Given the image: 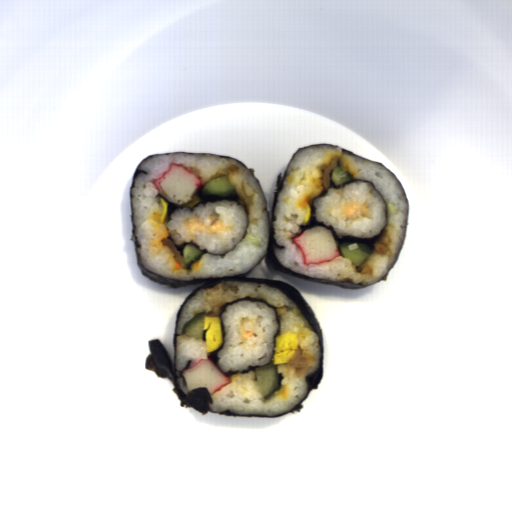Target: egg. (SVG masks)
<instances>
[{
	"mask_svg": "<svg viewBox=\"0 0 512 512\" xmlns=\"http://www.w3.org/2000/svg\"><path fill=\"white\" fill-rule=\"evenodd\" d=\"M274 342L276 345L271 364L274 366L289 363L299 346L298 333L290 331L281 332L274 337Z\"/></svg>",
	"mask_w": 512,
	"mask_h": 512,
	"instance_id": "d2b9013d",
	"label": "egg"
},
{
	"mask_svg": "<svg viewBox=\"0 0 512 512\" xmlns=\"http://www.w3.org/2000/svg\"><path fill=\"white\" fill-rule=\"evenodd\" d=\"M203 330L208 353L218 349L223 342V325L218 315L204 314Z\"/></svg>",
	"mask_w": 512,
	"mask_h": 512,
	"instance_id": "2799bb9f",
	"label": "egg"
},
{
	"mask_svg": "<svg viewBox=\"0 0 512 512\" xmlns=\"http://www.w3.org/2000/svg\"><path fill=\"white\" fill-rule=\"evenodd\" d=\"M205 310L196 314L190 321L184 324L181 334L188 337L203 340L204 335Z\"/></svg>",
	"mask_w": 512,
	"mask_h": 512,
	"instance_id": "db1cbce2",
	"label": "egg"
},
{
	"mask_svg": "<svg viewBox=\"0 0 512 512\" xmlns=\"http://www.w3.org/2000/svg\"><path fill=\"white\" fill-rule=\"evenodd\" d=\"M159 203L162 207V209L160 211V222L162 224L168 216L169 202H167L164 198L160 197Z\"/></svg>",
	"mask_w": 512,
	"mask_h": 512,
	"instance_id": "581b19a8",
	"label": "egg"
},
{
	"mask_svg": "<svg viewBox=\"0 0 512 512\" xmlns=\"http://www.w3.org/2000/svg\"><path fill=\"white\" fill-rule=\"evenodd\" d=\"M202 198L199 197L198 195H193L192 199L190 202H188L187 204H184L182 206H185L187 208H190L192 209L196 204H198L199 202H201Z\"/></svg>",
	"mask_w": 512,
	"mask_h": 512,
	"instance_id": "535e4f2a",
	"label": "egg"
},
{
	"mask_svg": "<svg viewBox=\"0 0 512 512\" xmlns=\"http://www.w3.org/2000/svg\"><path fill=\"white\" fill-rule=\"evenodd\" d=\"M305 206H306V211H305L304 222L308 223L309 220L311 219L312 208H311V205L308 204V202L305 204Z\"/></svg>",
	"mask_w": 512,
	"mask_h": 512,
	"instance_id": "465d88aa",
	"label": "egg"
}]
</instances>
